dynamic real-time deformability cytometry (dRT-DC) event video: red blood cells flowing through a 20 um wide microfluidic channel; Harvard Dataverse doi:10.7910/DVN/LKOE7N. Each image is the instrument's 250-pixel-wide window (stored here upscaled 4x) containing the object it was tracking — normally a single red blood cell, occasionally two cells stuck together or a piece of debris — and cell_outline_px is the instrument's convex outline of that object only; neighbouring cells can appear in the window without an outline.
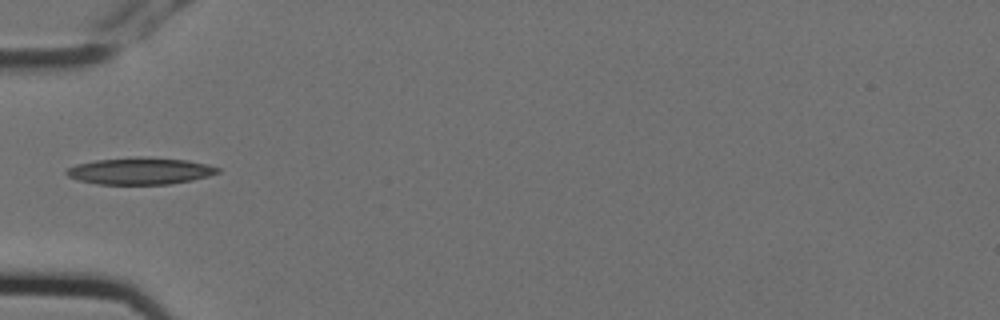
{"species": "Egyptian fruit bat (a non-hibernating species)", "species_latin": "Rousettus aegyptiacus", "temperature_condition": "cold", "stored_images_in_passage": 5, "camera_frame_rate_fps": 3000, "um_per_image_px": 0.085, "animal": {"sex": "female"}, "frame": {"image": 1, "passage_image": 5, "time_ms": 1.333, "image_size_px": [1000, 320], "cell_outline_px": [[220, 172], [208, 176], [192, 180], [168, 184], [96, 184], [76, 180], [68, 176], [64, 172], [68, 168], [76, 164], [96, 160], [136, 156], [188, 160], [208, 164], [220, 168]], "centroid_in_image_um": [11.9, 14.53], "position_along_channel_um": 73.1, "area_um2": 23.81}}